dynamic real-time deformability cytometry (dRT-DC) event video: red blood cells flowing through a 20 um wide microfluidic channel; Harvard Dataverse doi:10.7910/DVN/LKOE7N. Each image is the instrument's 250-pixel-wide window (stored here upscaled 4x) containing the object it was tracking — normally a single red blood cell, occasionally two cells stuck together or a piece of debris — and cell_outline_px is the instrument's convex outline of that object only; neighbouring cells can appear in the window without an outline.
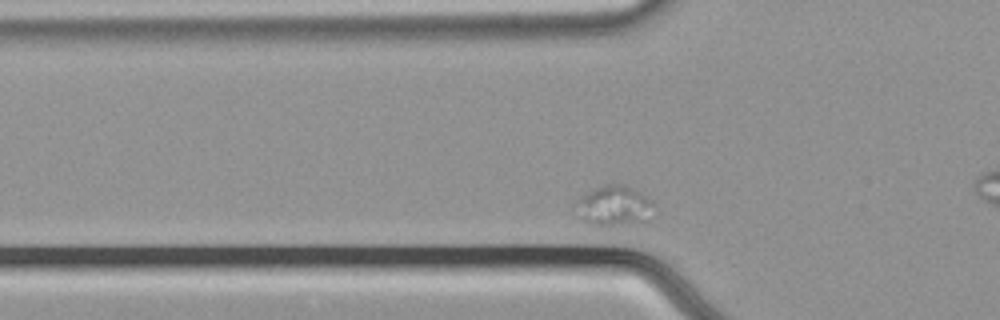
{"species": "common noctule bat (a hibernating species)", "species_latin": "Nyctalus noctula", "temperature_condition": "cold", "stored_images_in_passage": 34, "camera_frame_rate_fps": 3000, "um_per_image_px": 0.085, "animal": {"sex": "male", "body_mass_g": 21.5, "forearm_length_mm": 52.0}, "frame": {"image": 1, "passage_image": 4, "time_ms": 1.0, "image_size_px": [1000, 320], "cell_outline_px": [[656, 216], [640, 220], [604, 228], [600, 228], [588, 224], [584, 220], [576, 200], [580, 196], [596, 188], [608, 184], [624, 184], [640, 192], [652, 200]], "centroid_in_image_um": [52.25, 17.5], "position_along_channel_um": 73.6, "area_um2": 18.15}}
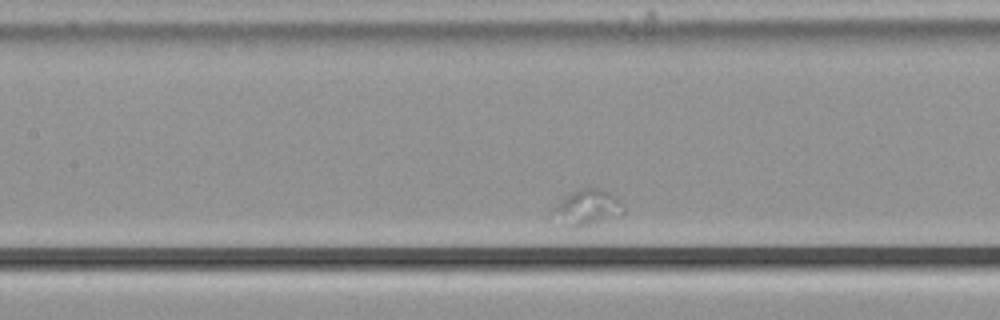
{"frame": {"image": 2, "passage_image": 12, "time_ms": 3.667, "image_size_px": [1000, 320], "cell_outline_px": [[624, 212], [620, 216], [576, 228], [572, 228], [564, 224], [556, 208], [564, 196], [580, 188], [600, 188], [616, 196], [624, 204]], "centroid_in_image_um": [50.06, 17.61], "position_along_channel_um": 157.3, "area_um2": 14.1}}
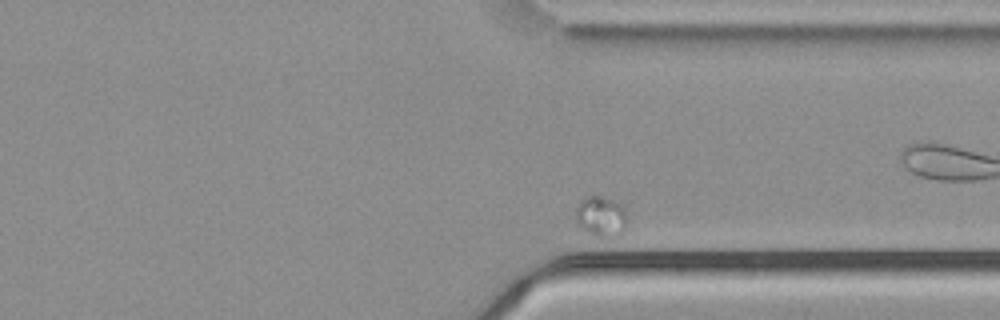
{"frame": {"image": 3, "passage_image": 31, "time_ms": 10.0, "image_size_px": [1000, 320], "cell_outline_px": [[628, 224], [624, 232], [620, 236], [596, 236], [580, 228], [576, 220], [576, 208], [580, 200], [588, 196], [600, 196], [612, 200], [620, 204], [624, 208], [628, 216]], "centroid_in_image_um": [51.13, 18.41], "position_along_channel_um": 360.3, "area_um2": 12.31}}